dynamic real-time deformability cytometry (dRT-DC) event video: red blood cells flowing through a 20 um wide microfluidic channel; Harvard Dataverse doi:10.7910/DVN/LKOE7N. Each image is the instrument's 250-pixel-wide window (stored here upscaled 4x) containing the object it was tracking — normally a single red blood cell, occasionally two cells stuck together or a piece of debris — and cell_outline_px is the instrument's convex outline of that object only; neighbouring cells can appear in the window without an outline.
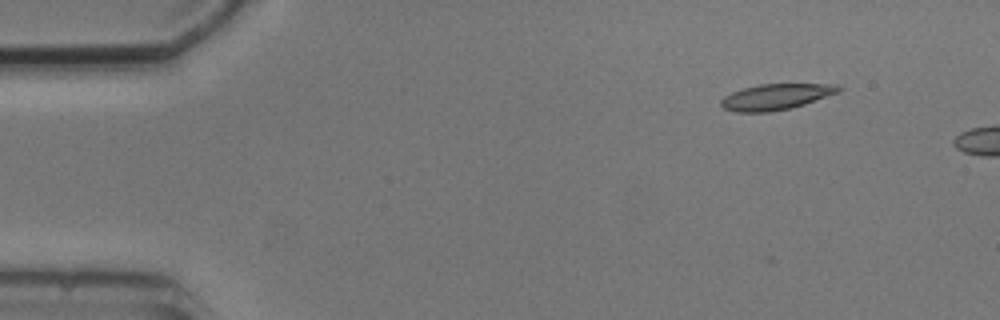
{"species": "common noctule bat (a hibernating species)", "species_latin": "Nyctalus noctula", "temperature_condition": "cold", "stored_images_in_passage": 3, "camera_frame_rate_fps": 3000, "um_per_image_px": 0.085, "animal": {"sex": "male", "body_mass_g": 20.5, "forearm_length_mm": 52.5}, "frame": {"image": 1, "passage_image": 1, "time_ms": 0.0, "image_size_px": [1000, 320], "cell_outline_px": [[844, 88], [840, 92], [804, 104], [788, 108], [768, 112], [736, 112], [724, 108], [720, 104], [720, 100], [724, 96], [732, 92], [744, 88], [760, 84], [840, 84]], "centroid_in_image_um": [65.99, 8.22], "position_along_channel_um": 19.0, "area_um2": 17.69}}